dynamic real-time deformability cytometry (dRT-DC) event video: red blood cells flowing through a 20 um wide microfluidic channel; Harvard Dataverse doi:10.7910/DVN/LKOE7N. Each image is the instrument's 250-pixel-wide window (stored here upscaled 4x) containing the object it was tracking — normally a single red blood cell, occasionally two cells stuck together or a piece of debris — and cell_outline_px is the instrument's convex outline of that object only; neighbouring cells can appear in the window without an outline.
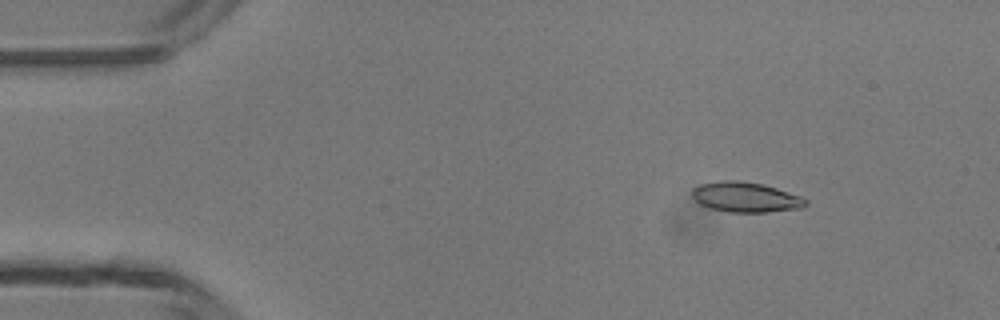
{"species": "common noctule bat (a hibernating species)", "species_latin": "Nyctalus noctula", "temperature_condition": "room temperature", "stored_images_in_passage": 4, "camera_frame_rate_fps": 3000, "um_per_image_px": 0.085, "animal": {"sex": "male", "body_mass_g": 13.3}, "frame": {"image": 1, "passage_image": 2, "time_ms": 1.333, "image_size_px": [1000, 320], "cell_outline_px": [[808, 204], [804, 208], [768, 212], [728, 212], [712, 208], [700, 204], [692, 196], [692, 188], [700, 184], [724, 180], [740, 180], [764, 184], [800, 196], [808, 200]], "centroid_in_image_um": [63.41, 16.75], "position_along_channel_um": 21.6, "area_um2": 20.0}}